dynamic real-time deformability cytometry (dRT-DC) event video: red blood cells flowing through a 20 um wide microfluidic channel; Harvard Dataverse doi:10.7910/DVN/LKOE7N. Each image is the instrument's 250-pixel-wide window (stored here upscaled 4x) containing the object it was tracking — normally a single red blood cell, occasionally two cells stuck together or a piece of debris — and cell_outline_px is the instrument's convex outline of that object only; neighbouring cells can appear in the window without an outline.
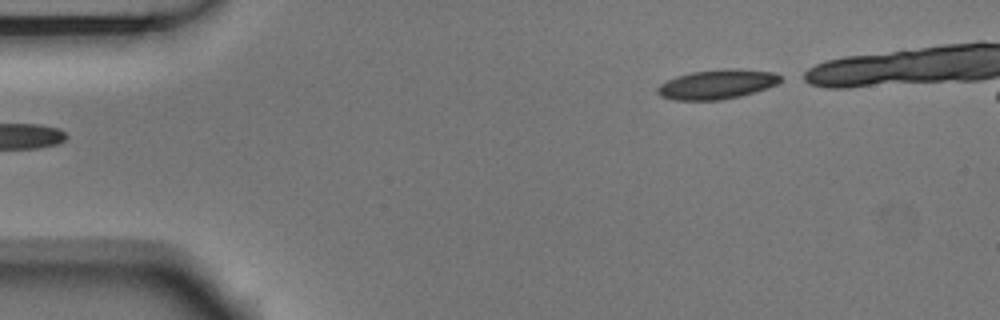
{"species": "Egyptian fruit bat (a non-hibernating species)", "species_latin": "Rousettus aegyptiacus", "temperature_condition": "room temperature", "stored_images_in_passage": 5, "segment_of_instrument_passage": [2, 2], "camera_frame_rate_fps": 3000, "um_per_image_px": 0.085, "animal": {"sex": "male"}, "frame": {"image": 1, "passage_image": 5, "time_ms": 1.333, "image_size_px": [1000, 320], "cell_outline_px": [[780, 80], [776, 84], [740, 96], [720, 100], [672, 100], [660, 96], [656, 92], [656, 88], [660, 84], [676, 76], [692, 72], [724, 68], [736, 68], [776, 72], [780, 76]], "centroid_in_image_um": [60.9, 7.16], "position_along_channel_um": 24.1, "area_um2": 21.1}}